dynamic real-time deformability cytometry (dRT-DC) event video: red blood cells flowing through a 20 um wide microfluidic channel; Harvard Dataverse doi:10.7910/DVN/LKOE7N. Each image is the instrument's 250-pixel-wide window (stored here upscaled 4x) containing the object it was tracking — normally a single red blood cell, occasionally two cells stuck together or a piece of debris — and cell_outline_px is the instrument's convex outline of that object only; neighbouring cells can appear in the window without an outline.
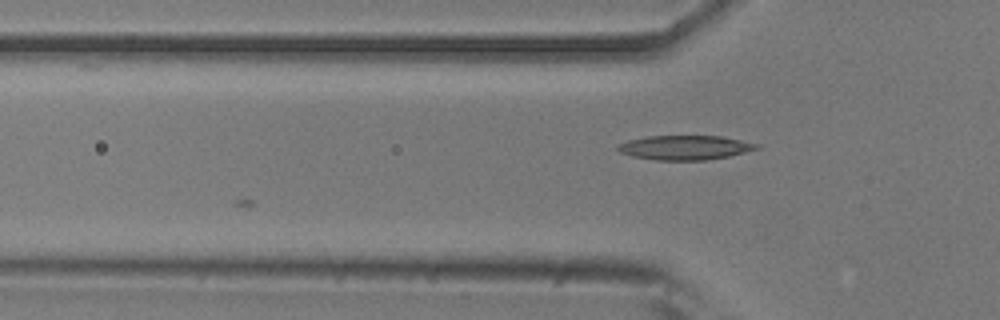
{"species": "common noctule bat (a hibernating species)", "species_latin": "Nyctalus noctula", "temperature_condition": "room temperature", "stored_images_in_passage": 16, "camera_frame_rate_fps": 3000, "um_per_image_px": 0.085, "animal": {"sex": "male", "body_mass_g": 20.5, "forearm_length_mm": 52.5}, "frame": {"image": 1, "passage_image": 16, "time_ms": 5.0, "image_size_px": [1000, 320], "cell_outline_px": [[760, 148], [728, 156], [704, 160], [656, 160], [632, 156], [620, 152], [616, 148], [616, 144], [628, 140], [644, 136], [724, 136], [760, 144]], "centroid_in_image_um": [58.2, 12.53], "position_along_channel_um": 67.6, "area_um2": 19.83}}